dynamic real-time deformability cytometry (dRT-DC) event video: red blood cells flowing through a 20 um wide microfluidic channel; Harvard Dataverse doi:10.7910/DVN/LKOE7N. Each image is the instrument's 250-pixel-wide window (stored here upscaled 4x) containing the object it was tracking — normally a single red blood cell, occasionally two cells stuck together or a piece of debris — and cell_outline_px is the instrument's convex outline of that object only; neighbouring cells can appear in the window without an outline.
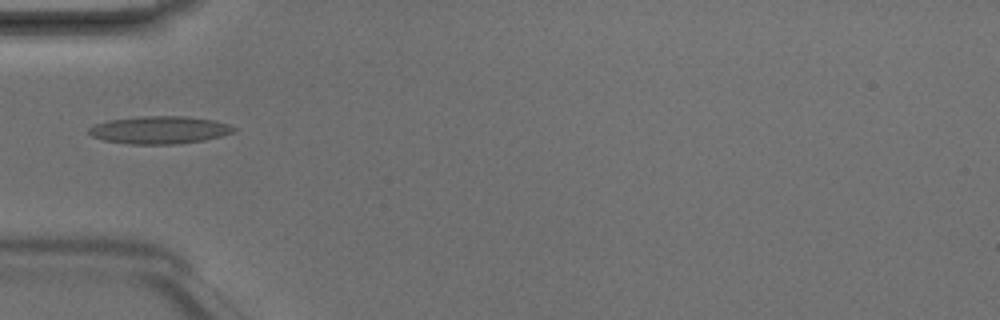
{"species": "Egyptian fruit bat (a non-hibernating species)", "species_latin": "Rousettus aegyptiacus", "temperature_condition": "room temperature", "stored_images_in_passage": 2, "camera_frame_rate_fps": 3000, "um_per_image_px": 0.085, "animal": {"sex": "male"}, "frame": {"image": 1, "passage_image": 1, "time_ms": 0.0, "image_size_px": [1000, 320], "cell_outline_px": [[236, 128], [232, 132], [220, 136], [204, 140], [172, 144], [128, 144], [104, 140], [92, 136], [88, 132], [88, 128], [96, 124], [108, 120], [140, 116], [188, 116], [212, 120], [228, 124]], "centroid_in_image_um": [13.53, 11.04], "position_along_channel_um": 71.5, "area_um2": 23.18}}